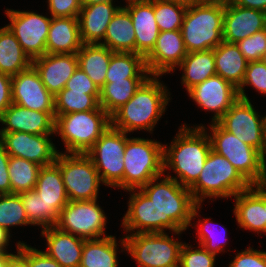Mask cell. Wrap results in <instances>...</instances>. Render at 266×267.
<instances>
[{
  "label": "cell",
  "mask_w": 266,
  "mask_h": 267,
  "mask_svg": "<svg viewBox=\"0 0 266 267\" xmlns=\"http://www.w3.org/2000/svg\"><path fill=\"white\" fill-rule=\"evenodd\" d=\"M163 177L153 178L140 189L127 190L130 199L121 225L126 235L169 229L180 236L189 226H196L192 220L200 216L201 204L196 203L189 188L167 175Z\"/></svg>",
  "instance_id": "6da1fadb"
},
{
  "label": "cell",
  "mask_w": 266,
  "mask_h": 267,
  "mask_svg": "<svg viewBox=\"0 0 266 267\" xmlns=\"http://www.w3.org/2000/svg\"><path fill=\"white\" fill-rule=\"evenodd\" d=\"M181 125L169 146L163 145V171L173 170L167 176L180 185L190 188L198 179L205 160L211 151V142L205 125ZM168 146V147H167Z\"/></svg>",
  "instance_id": "7a4b0ae2"
},
{
  "label": "cell",
  "mask_w": 266,
  "mask_h": 267,
  "mask_svg": "<svg viewBox=\"0 0 266 267\" xmlns=\"http://www.w3.org/2000/svg\"><path fill=\"white\" fill-rule=\"evenodd\" d=\"M160 77L150 75L133 97L111 116V126L114 129L127 134L138 130L153 133L171 100L170 91L159 80Z\"/></svg>",
  "instance_id": "3957f363"
},
{
  "label": "cell",
  "mask_w": 266,
  "mask_h": 267,
  "mask_svg": "<svg viewBox=\"0 0 266 267\" xmlns=\"http://www.w3.org/2000/svg\"><path fill=\"white\" fill-rule=\"evenodd\" d=\"M251 186L226 157L211 150L197 181L189 190L196 203L202 205L206 198H230Z\"/></svg>",
  "instance_id": "277c9868"
},
{
  "label": "cell",
  "mask_w": 266,
  "mask_h": 267,
  "mask_svg": "<svg viewBox=\"0 0 266 267\" xmlns=\"http://www.w3.org/2000/svg\"><path fill=\"white\" fill-rule=\"evenodd\" d=\"M111 126V117L103 108L55 115V135H60L64 153L86 154Z\"/></svg>",
  "instance_id": "5b68a950"
},
{
  "label": "cell",
  "mask_w": 266,
  "mask_h": 267,
  "mask_svg": "<svg viewBox=\"0 0 266 267\" xmlns=\"http://www.w3.org/2000/svg\"><path fill=\"white\" fill-rule=\"evenodd\" d=\"M224 5L198 3L187 7L181 32L187 52L215 49L223 41Z\"/></svg>",
  "instance_id": "8992f818"
},
{
  "label": "cell",
  "mask_w": 266,
  "mask_h": 267,
  "mask_svg": "<svg viewBox=\"0 0 266 267\" xmlns=\"http://www.w3.org/2000/svg\"><path fill=\"white\" fill-rule=\"evenodd\" d=\"M209 125L211 150L226 157L251 185H266V157L217 122Z\"/></svg>",
  "instance_id": "52a82bcc"
},
{
  "label": "cell",
  "mask_w": 266,
  "mask_h": 267,
  "mask_svg": "<svg viewBox=\"0 0 266 267\" xmlns=\"http://www.w3.org/2000/svg\"><path fill=\"white\" fill-rule=\"evenodd\" d=\"M123 190L140 189L164 174L163 144L155 139L127 138L124 152Z\"/></svg>",
  "instance_id": "ba28073f"
},
{
  "label": "cell",
  "mask_w": 266,
  "mask_h": 267,
  "mask_svg": "<svg viewBox=\"0 0 266 267\" xmlns=\"http://www.w3.org/2000/svg\"><path fill=\"white\" fill-rule=\"evenodd\" d=\"M183 242L166 232L128 234L121 238L126 251L138 267H179Z\"/></svg>",
  "instance_id": "9c48e42d"
},
{
  "label": "cell",
  "mask_w": 266,
  "mask_h": 267,
  "mask_svg": "<svg viewBox=\"0 0 266 267\" xmlns=\"http://www.w3.org/2000/svg\"><path fill=\"white\" fill-rule=\"evenodd\" d=\"M55 163L60 167L69 201L98 199L100 184L103 182L87 154L61 151Z\"/></svg>",
  "instance_id": "30bf717a"
},
{
  "label": "cell",
  "mask_w": 266,
  "mask_h": 267,
  "mask_svg": "<svg viewBox=\"0 0 266 267\" xmlns=\"http://www.w3.org/2000/svg\"><path fill=\"white\" fill-rule=\"evenodd\" d=\"M128 134L110 126L86 153L103 185L123 190L124 152Z\"/></svg>",
  "instance_id": "8fae6325"
},
{
  "label": "cell",
  "mask_w": 266,
  "mask_h": 267,
  "mask_svg": "<svg viewBox=\"0 0 266 267\" xmlns=\"http://www.w3.org/2000/svg\"><path fill=\"white\" fill-rule=\"evenodd\" d=\"M107 216L96 200L69 201L54 225L59 230L85 240L107 237ZM105 235V236H104Z\"/></svg>",
  "instance_id": "7c38bea8"
},
{
  "label": "cell",
  "mask_w": 266,
  "mask_h": 267,
  "mask_svg": "<svg viewBox=\"0 0 266 267\" xmlns=\"http://www.w3.org/2000/svg\"><path fill=\"white\" fill-rule=\"evenodd\" d=\"M217 123L266 157L265 116L256 112L250 100L239 98Z\"/></svg>",
  "instance_id": "4fadbf2b"
},
{
  "label": "cell",
  "mask_w": 266,
  "mask_h": 267,
  "mask_svg": "<svg viewBox=\"0 0 266 267\" xmlns=\"http://www.w3.org/2000/svg\"><path fill=\"white\" fill-rule=\"evenodd\" d=\"M5 13L10 21L6 26L15 35L30 59L46 54V40L52 17L29 10L6 9Z\"/></svg>",
  "instance_id": "5bb4252c"
},
{
  "label": "cell",
  "mask_w": 266,
  "mask_h": 267,
  "mask_svg": "<svg viewBox=\"0 0 266 267\" xmlns=\"http://www.w3.org/2000/svg\"><path fill=\"white\" fill-rule=\"evenodd\" d=\"M54 134L34 135L25 132H0V143L9 156L26 159L42 166L55 163L59 153L49 138Z\"/></svg>",
  "instance_id": "9a60e30c"
},
{
  "label": "cell",
  "mask_w": 266,
  "mask_h": 267,
  "mask_svg": "<svg viewBox=\"0 0 266 267\" xmlns=\"http://www.w3.org/2000/svg\"><path fill=\"white\" fill-rule=\"evenodd\" d=\"M12 103L34 111L49 112L55 118L54 96L42 83L33 65L11 78Z\"/></svg>",
  "instance_id": "2e32d148"
},
{
  "label": "cell",
  "mask_w": 266,
  "mask_h": 267,
  "mask_svg": "<svg viewBox=\"0 0 266 267\" xmlns=\"http://www.w3.org/2000/svg\"><path fill=\"white\" fill-rule=\"evenodd\" d=\"M187 92L198 104V108L214 112L212 123L217 122L239 99L238 89L217 74L195 85Z\"/></svg>",
  "instance_id": "e0dca14e"
},
{
  "label": "cell",
  "mask_w": 266,
  "mask_h": 267,
  "mask_svg": "<svg viewBox=\"0 0 266 267\" xmlns=\"http://www.w3.org/2000/svg\"><path fill=\"white\" fill-rule=\"evenodd\" d=\"M187 54L181 30L162 31L155 47L145 57L146 67L150 75L175 72Z\"/></svg>",
  "instance_id": "ac0fdd59"
},
{
  "label": "cell",
  "mask_w": 266,
  "mask_h": 267,
  "mask_svg": "<svg viewBox=\"0 0 266 267\" xmlns=\"http://www.w3.org/2000/svg\"><path fill=\"white\" fill-rule=\"evenodd\" d=\"M233 197L238 226L258 235L266 233V185H252Z\"/></svg>",
  "instance_id": "d6986e66"
},
{
  "label": "cell",
  "mask_w": 266,
  "mask_h": 267,
  "mask_svg": "<svg viewBox=\"0 0 266 267\" xmlns=\"http://www.w3.org/2000/svg\"><path fill=\"white\" fill-rule=\"evenodd\" d=\"M266 28V13L232 1L224 5L223 41L237 43Z\"/></svg>",
  "instance_id": "ffe728a7"
},
{
  "label": "cell",
  "mask_w": 266,
  "mask_h": 267,
  "mask_svg": "<svg viewBox=\"0 0 266 267\" xmlns=\"http://www.w3.org/2000/svg\"><path fill=\"white\" fill-rule=\"evenodd\" d=\"M135 32V53L146 57L155 47L160 33L154 16V0H125Z\"/></svg>",
  "instance_id": "44dd1931"
},
{
  "label": "cell",
  "mask_w": 266,
  "mask_h": 267,
  "mask_svg": "<svg viewBox=\"0 0 266 267\" xmlns=\"http://www.w3.org/2000/svg\"><path fill=\"white\" fill-rule=\"evenodd\" d=\"M34 190L45 202L47 228L54 226L59 213L69 202L60 167L56 163L40 168Z\"/></svg>",
  "instance_id": "7402d4cb"
},
{
  "label": "cell",
  "mask_w": 266,
  "mask_h": 267,
  "mask_svg": "<svg viewBox=\"0 0 266 267\" xmlns=\"http://www.w3.org/2000/svg\"><path fill=\"white\" fill-rule=\"evenodd\" d=\"M32 65L38 71L46 89L56 96L78 68V57L76 53H46L33 59Z\"/></svg>",
  "instance_id": "603a6c76"
},
{
  "label": "cell",
  "mask_w": 266,
  "mask_h": 267,
  "mask_svg": "<svg viewBox=\"0 0 266 267\" xmlns=\"http://www.w3.org/2000/svg\"><path fill=\"white\" fill-rule=\"evenodd\" d=\"M0 132L55 134V118L49 112L34 111L12 103L0 118Z\"/></svg>",
  "instance_id": "cb8c5ba5"
},
{
  "label": "cell",
  "mask_w": 266,
  "mask_h": 267,
  "mask_svg": "<svg viewBox=\"0 0 266 267\" xmlns=\"http://www.w3.org/2000/svg\"><path fill=\"white\" fill-rule=\"evenodd\" d=\"M121 6L113 2L82 4L78 20L83 44H100L114 14Z\"/></svg>",
  "instance_id": "d4e9b609"
},
{
  "label": "cell",
  "mask_w": 266,
  "mask_h": 267,
  "mask_svg": "<svg viewBox=\"0 0 266 267\" xmlns=\"http://www.w3.org/2000/svg\"><path fill=\"white\" fill-rule=\"evenodd\" d=\"M41 236L46 239V253L62 267H79L84 240L59 230L55 226L42 229Z\"/></svg>",
  "instance_id": "484cf974"
},
{
  "label": "cell",
  "mask_w": 266,
  "mask_h": 267,
  "mask_svg": "<svg viewBox=\"0 0 266 267\" xmlns=\"http://www.w3.org/2000/svg\"><path fill=\"white\" fill-rule=\"evenodd\" d=\"M82 45L78 17H52L46 53H77Z\"/></svg>",
  "instance_id": "4316f807"
},
{
  "label": "cell",
  "mask_w": 266,
  "mask_h": 267,
  "mask_svg": "<svg viewBox=\"0 0 266 267\" xmlns=\"http://www.w3.org/2000/svg\"><path fill=\"white\" fill-rule=\"evenodd\" d=\"M216 74L238 88L244 78L248 60L239 51L236 43L222 41L214 49Z\"/></svg>",
  "instance_id": "83f0119b"
},
{
  "label": "cell",
  "mask_w": 266,
  "mask_h": 267,
  "mask_svg": "<svg viewBox=\"0 0 266 267\" xmlns=\"http://www.w3.org/2000/svg\"><path fill=\"white\" fill-rule=\"evenodd\" d=\"M113 52L135 53V32L129 12L120 7L110 21L100 43Z\"/></svg>",
  "instance_id": "f1b7e54d"
},
{
  "label": "cell",
  "mask_w": 266,
  "mask_h": 267,
  "mask_svg": "<svg viewBox=\"0 0 266 267\" xmlns=\"http://www.w3.org/2000/svg\"><path fill=\"white\" fill-rule=\"evenodd\" d=\"M182 70L181 85L188 91L216 75L214 49L189 52L178 66Z\"/></svg>",
  "instance_id": "f546056e"
},
{
  "label": "cell",
  "mask_w": 266,
  "mask_h": 267,
  "mask_svg": "<svg viewBox=\"0 0 266 267\" xmlns=\"http://www.w3.org/2000/svg\"><path fill=\"white\" fill-rule=\"evenodd\" d=\"M114 52L101 44H83L76 53L78 66L88 75L99 90L105 84L111 55Z\"/></svg>",
  "instance_id": "4dcf8cb0"
},
{
  "label": "cell",
  "mask_w": 266,
  "mask_h": 267,
  "mask_svg": "<svg viewBox=\"0 0 266 267\" xmlns=\"http://www.w3.org/2000/svg\"><path fill=\"white\" fill-rule=\"evenodd\" d=\"M32 60L23 51L15 35L5 25L0 28V72L10 76L26 70Z\"/></svg>",
  "instance_id": "1f68e13d"
},
{
  "label": "cell",
  "mask_w": 266,
  "mask_h": 267,
  "mask_svg": "<svg viewBox=\"0 0 266 267\" xmlns=\"http://www.w3.org/2000/svg\"><path fill=\"white\" fill-rule=\"evenodd\" d=\"M116 236L84 240L79 267H118Z\"/></svg>",
  "instance_id": "d6a6232c"
},
{
  "label": "cell",
  "mask_w": 266,
  "mask_h": 267,
  "mask_svg": "<svg viewBox=\"0 0 266 267\" xmlns=\"http://www.w3.org/2000/svg\"><path fill=\"white\" fill-rule=\"evenodd\" d=\"M147 78H125L124 80L105 82L100 89L99 105L111 117L125 105Z\"/></svg>",
  "instance_id": "836d02e7"
},
{
  "label": "cell",
  "mask_w": 266,
  "mask_h": 267,
  "mask_svg": "<svg viewBox=\"0 0 266 267\" xmlns=\"http://www.w3.org/2000/svg\"><path fill=\"white\" fill-rule=\"evenodd\" d=\"M145 57L136 53L114 52L111 55L105 82L124 80L125 78H148Z\"/></svg>",
  "instance_id": "e575fe53"
},
{
  "label": "cell",
  "mask_w": 266,
  "mask_h": 267,
  "mask_svg": "<svg viewBox=\"0 0 266 267\" xmlns=\"http://www.w3.org/2000/svg\"><path fill=\"white\" fill-rule=\"evenodd\" d=\"M41 166L23 158L9 156L8 173L12 193L35 189Z\"/></svg>",
  "instance_id": "d590c367"
},
{
  "label": "cell",
  "mask_w": 266,
  "mask_h": 267,
  "mask_svg": "<svg viewBox=\"0 0 266 267\" xmlns=\"http://www.w3.org/2000/svg\"><path fill=\"white\" fill-rule=\"evenodd\" d=\"M99 97L64 88L54 96L55 115L99 109Z\"/></svg>",
  "instance_id": "8d00e7d4"
},
{
  "label": "cell",
  "mask_w": 266,
  "mask_h": 267,
  "mask_svg": "<svg viewBox=\"0 0 266 267\" xmlns=\"http://www.w3.org/2000/svg\"><path fill=\"white\" fill-rule=\"evenodd\" d=\"M32 225L26 215L19 194H0V227L10 232V227Z\"/></svg>",
  "instance_id": "74e56055"
},
{
  "label": "cell",
  "mask_w": 266,
  "mask_h": 267,
  "mask_svg": "<svg viewBox=\"0 0 266 267\" xmlns=\"http://www.w3.org/2000/svg\"><path fill=\"white\" fill-rule=\"evenodd\" d=\"M186 9L178 3L154 0V16L160 32L181 30Z\"/></svg>",
  "instance_id": "f35d334b"
},
{
  "label": "cell",
  "mask_w": 266,
  "mask_h": 267,
  "mask_svg": "<svg viewBox=\"0 0 266 267\" xmlns=\"http://www.w3.org/2000/svg\"><path fill=\"white\" fill-rule=\"evenodd\" d=\"M211 218H204L203 220H198V223L196 226V231H197V237H198V245L204 247L207 251H209L212 254L218 255V253L221 252H225L224 250L226 249V244H227V239L226 238V231L227 228H225L224 226H220L222 227V229H214L215 226L213 227L212 225V221L210 220ZM212 225V226H211ZM218 225V224H216ZM219 226V225H218ZM217 231L219 232V234L217 233ZM222 233H221V232ZM220 234H223L224 238L219 239ZM222 241V242H221Z\"/></svg>",
  "instance_id": "ab89813d"
},
{
  "label": "cell",
  "mask_w": 266,
  "mask_h": 267,
  "mask_svg": "<svg viewBox=\"0 0 266 267\" xmlns=\"http://www.w3.org/2000/svg\"><path fill=\"white\" fill-rule=\"evenodd\" d=\"M251 86L257 92L266 95V63L261 61H249L241 85L237 88L239 98L250 100L244 88Z\"/></svg>",
  "instance_id": "60d3db41"
},
{
  "label": "cell",
  "mask_w": 266,
  "mask_h": 267,
  "mask_svg": "<svg viewBox=\"0 0 266 267\" xmlns=\"http://www.w3.org/2000/svg\"><path fill=\"white\" fill-rule=\"evenodd\" d=\"M29 222L33 226H40L42 229L47 228V210L42 197L33 189L18 193Z\"/></svg>",
  "instance_id": "b9f144b4"
},
{
  "label": "cell",
  "mask_w": 266,
  "mask_h": 267,
  "mask_svg": "<svg viewBox=\"0 0 266 267\" xmlns=\"http://www.w3.org/2000/svg\"><path fill=\"white\" fill-rule=\"evenodd\" d=\"M197 248L194 249L184 242L180 252L179 267H215L216 255L200 245Z\"/></svg>",
  "instance_id": "7bdbcfd3"
},
{
  "label": "cell",
  "mask_w": 266,
  "mask_h": 267,
  "mask_svg": "<svg viewBox=\"0 0 266 267\" xmlns=\"http://www.w3.org/2000/svg\"><path fill=\"white\" fill-rule=\"evenodd\" d=\"M248 61H261L266 53V28L236 43Z\"/></svg>",
  "instance_id": "ee69618b"
},
{
  "label": "cell",
  "mask_w": 266,
  "mask_h": 267,
  "mask_svg": "<svg viewBox=\"0 0 266 267\" xmlns=\"http://www.w3.org/2000/svg\"><path fill=\"white\" fill-rule=\"evenodd\" d=\"M17 254L29 267H62L55 259H52L45 251L38 250L23 241L16 245Z\"/></svg>",
  "instance_id": "f6af8a7d"
},
{
  "label": "cell",
  "mask_w": 266,
  "mask_h": 267,
  "mask_svg": "<svg viewBox=\"0 0 266 267\" xmlns=\"http://www.w3.org/2000/svg\"><path fill=\"white\" fill-rule=\"evenodd\" d=\"M228 267H266V251L247 247L235 255Z\"/></svg>",
  "instance_id": "bcb514c9"
},
{
  "label": "cell",
  "mask_w": 266,
  "mask_h": 267,
  "mask_svg": "<svg viewBox=\"0 0 266 267\" xmlns=\"http://www.w3.org/2000/svg\"><path fill=\"white\" fill-rule=\"evenodd\" d=\"M65 89L85 92V94L90 95H100L99 88L79 66L75 70L74 74L67 81Z\"/></svg>",
  "instance_id": "7dc6e473"
},
{
  "label": "cell",
  "mask_w": 266,
  "mask_h": 267,
  "mask_svg": "<svg viewBox=\"0 0 266 267\" xmlns=\"http://www.w3.org/2000/svg\"><path fill=\"white\" fill-rule=\"evenodd\" d=\"M51 17H78L81 0H47Z\"/></svg>",
  "instance_id": "c3c4849f"
},
{
  "label": "cell",
  "mask_w": 266,
  "mask_h": 267,
  "mask_svg": "<svg viewBox=\"0 0 266 267\" xmlns=\"http://www.w3.org/2000/svg\"><path fill=\"white\" fill-rule=\"evenodd\" d=\"M9 155L0 143V194H11L12 188L8 173Z\"/></svg>",
  "instance_id": "681fc988"
},
{
  "label": "cell",
  "mask_w": 266,
  "mask_h": 267,
  "mask_svg": "<svg viewBox=\"0 0 266 267\" xmlns=\"http://www.w3.org/2000/svg\"><path fill=\"white\" fill-rule=\"evenodd\" d=\"M11 78L12 76L0 72V118L12 104Z\"/></svg>",
  "instance_id": "f907efd6"
},
{
  "label": "cell",
  "mask_w": 266,
  "mask_h": 267,
  "mask_svg": "<svg viewBox=\"0 0 266 267\" xmlns=\"http://www.w3.org/2000/svg\"><path fill=\"white\" fill-rule=\"evenodd\" d=\"M238 6L260 10L266 13V0H232Z\"/></svg>",
  "instance_id": "816d5d0a"
},
{
  "label": "cell",
  "mask_w": 266,
  "mask_h": 267,
  "mask_svg": "<svg viewBox=\"0 0 266 267\" xmlns=\"http://www.w3.org/2000/svg\"><path fill=\"white\" fill-rule=\"evenodd\" d=\"M10 234L5 228L0 227V252H8L6 246L9 245V240H11L12 236Z\"/></svg>",
  "instance_id": "f5cc1de1"
},
{
  "label": "cell",
  "mask_w": 266,
  "mask_h": 267,
  "mask_svg": "<svg viewBox=\"0 0 266 267\" xmlns=\"http://www.w3.org/2000/svg\"><path fill=\"white\" fill-rule=\"evenodd\" d=\"M5 267H29L28 264L16 253L5 265Z\"/></svg>",
  "instance_id": "db71d44e"
},
{
  "label": "cell",
  "mask_w": 266,
  "mask_h": 267,
  "mask_svg": "<svg viewBox=\"0 0 266 267\" xmlns=\"http://www.w3.org/2000/svg\"><path fill=\"white\" fill-rule=\"evenodd\" d=\"M13 253L0 252V267H5L6 263L14 256Z\"/></svg>",
  "instance_id": "11a10c76"
},
{
  "label": "cell",
  "mask_w": 266,
  "mask_h": 267,
  "mask_svg": "<svg viewBox=\"0 0 266 267\" xmlns=\"http://www.w3.org/2000/svg\"><path fill=\"white\" fill-rule=\"evenodd\" d=\"M165 1L178 3V4L184 5L186 7H190L194 4L200 3V0H165Z\"/></svg>",
  "instance_id": "9f6ffc18"
},
{
  "label": "cell",
  "mask_w": 266,
  "mask_h": 267,
  "mask_svg": "<svg viewBox=\"0 0 266 267\" xmlns=\"http://www.w3.org/2000/svg\"><path fill=\"white\" fill-rule=\"evenodd\" d=\"M232 0H200V3H211V4H222L226 5L230 3Z\"/></svg>",
  "instance_id": "6f0895ef"
},
{
  "label": "cell",
  "mask_w": 266,
  "mask_h": 267,
  "mask_svg": "<svg viewBox=\"0 0 266 267\" xmlns=\"http://www.w3.org/2000/svg\"><path fill=\"white\" fill-rule=\"evenodd\" d=\"M113 2V0H81L82 4H95V3H105Z\"/></svg>",
  "instance_id": "680465c9"
},
{
  "label": "cell",
  "mask_w": 266,
  "mask_h": 267,
  "mask_svg": "<svg viewBox=\"0 0 266 267\" xmlns=\"http://www.w3.org/2000/svg\"><path fill=\"white\" fill-rule=\"evenodd\" d=\"M262 60L266 63V53H265V55H264Z\"/></svg>",
  "instance_id": "91938a15"
},
{
  "label": "cell",
  "mask_w": 266,
  "mask_h": 267,
  "mask_svg": "<svg viewBox=\"0 0 266 267\" xmlns=\"http://www.w3.org/2000/svg\"><path fill=\"white\" fill-rule=\"evenodd\" d=\"M265 127H266V115H265ZM265 135H266V131H265Z\"/></svg>",
  "instance_id": "94428289"
}]
</instances>
